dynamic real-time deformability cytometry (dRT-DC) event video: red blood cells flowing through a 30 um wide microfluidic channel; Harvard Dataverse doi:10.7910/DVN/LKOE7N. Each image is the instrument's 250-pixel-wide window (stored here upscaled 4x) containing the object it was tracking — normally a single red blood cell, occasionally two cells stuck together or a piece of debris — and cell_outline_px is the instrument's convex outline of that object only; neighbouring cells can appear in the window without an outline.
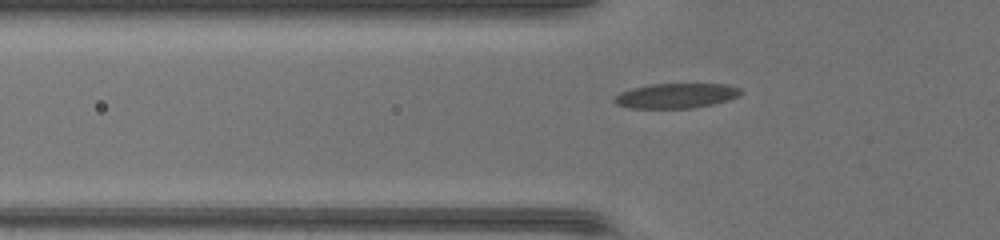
{"species": "common noctule bat (a hibernating species)", "species_latin": "Nyctalus noctula", "temperature_condition": "warm", "stored_images_in_passage": 36, "camera_frame_rate_fps": 3000, "um_per_image_px": 0.085, "animal": {"sex": "female", "body_mass_g": 17.0, "forearm_length_mm": 48.0}, "frame": {"image": 1, "passage_image": 8, "time_ms": 2.333, "image_size_px": [1000, 240], "cell_outline_px": [[740, 92], [736, 96], [728, 100], [712, 104], [692, 108], [632, 108], [616, 104], [612, 100], [620, 92], [632, 88], [652, 84], [724, 84], [740, 88]], "centroid_in_image_um": [57.42, 8.14], "position_along_channel_um": 68.4, "area_um2": 18.09}}
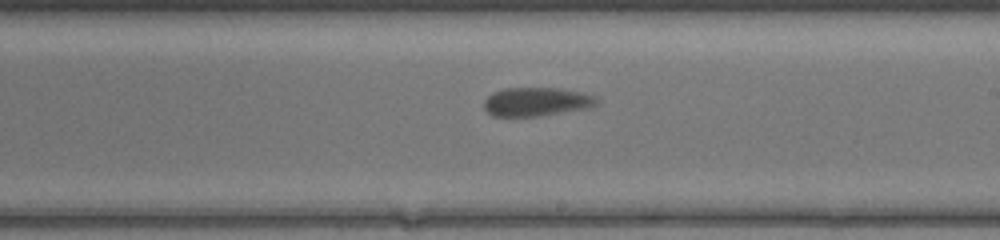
{"frame": {"image": 2, "passage_image": 20, "time_ms": 6.333, "image_size_px": [1000, 240], "cell_outline_px": [[596, 104], [592, 108], [536, 116], [492, 116], [484, 108], [484, 100], [492, 92], [504, 88], [560, 88], [580, 92], [596, 96]], "centroid_in_image_um": [45.59, 8.64], "position_along_channel_um": 243.4, "area_um2": 18.9}}
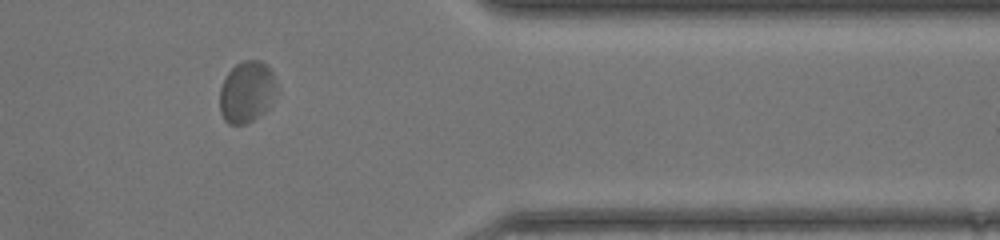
{"frame": {"image": 3, "passage_image": 31, "time_ms": 10.0, "image_size_px": [1000, 240], "cell_outline_px": [[272, 88], [268, 108], [264, 112], [252, 120], [244, 124], [228, 124], [224, 120], [220, 112], [220, 88], [228, 72], [236, 64], [244, 60], [260, 60], [272, 72]], "centroid_in_image_um": [20.88, 7.82], "position_along_channel_um": 390.5, "area_um2": 19.54}}